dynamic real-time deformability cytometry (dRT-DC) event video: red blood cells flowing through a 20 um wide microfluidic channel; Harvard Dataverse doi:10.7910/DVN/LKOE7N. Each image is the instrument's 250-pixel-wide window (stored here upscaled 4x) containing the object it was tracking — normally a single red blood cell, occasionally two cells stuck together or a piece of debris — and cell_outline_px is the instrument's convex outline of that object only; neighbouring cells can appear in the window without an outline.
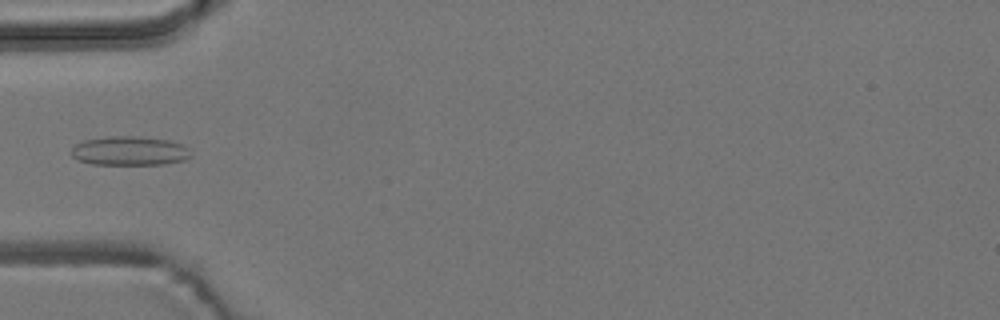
{"species": "common noctule bat (a hibernating species)", "species_latin": "Nyctalus noctula", "temperature_condition": "room temperature", "stored_images_in_passage": 5, "camera_frame_rate_fps": 3000, "um_per_image_px": 0.085, "animal": {"sex": "male", "body_mass_g": 19.2, "forearm_length_mm": 51.8}, "frame": {"image": 1, "passage_image": 5, "time_ms": 1.333, "image_size_px": [1000, 320], "cell_outline_px": [[192, 156], [184, 160], [164, 164], [92, 164], [80, 160], [72, 156], [72, 148], [76, 144], [84, 140], [108, 136], [132, 136], [168, 140], [184, 144], [188, 148]], "centroid_in_image_um": [11.04, 12.82], "position_along_channel_um": 74.0, "area_um2": 20.17}}